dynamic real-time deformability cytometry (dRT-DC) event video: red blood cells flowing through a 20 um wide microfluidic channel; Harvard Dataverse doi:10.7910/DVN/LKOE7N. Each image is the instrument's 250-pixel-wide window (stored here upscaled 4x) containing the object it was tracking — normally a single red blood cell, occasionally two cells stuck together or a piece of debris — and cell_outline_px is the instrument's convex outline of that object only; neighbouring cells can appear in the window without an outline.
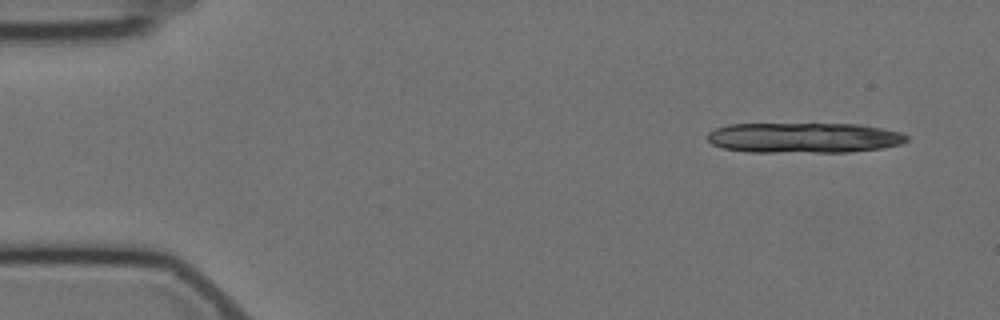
{"species": "Egyptian fruit bat (a non-hibernating species)", "species_latin": "Rousettus aegyptiacus", "temperature_condition": "cold", "stored_images_in_passage": 3, "camera_frame_rate_fps": 3000, "um_per_image_px": 0.085, "animal": {"sex": "female"}, "frame": {"image": 1, "passage_image": 1, "time_ms": 0.0, "image_size_px": [1000, 320], "cell_outline_px": [[908, 140], [900, 144], [880, 148], [848, 152], [748, 152], [724, 148], [712, 144], [708, 140], [708, 132], [716, 128], [728, 124], [860, 124], [900, 132], [908, 136]], "centroid_in_image_um": [68.31, 11.71], "position_along_channel_um": 16.7, "area_um2": 35.14}}